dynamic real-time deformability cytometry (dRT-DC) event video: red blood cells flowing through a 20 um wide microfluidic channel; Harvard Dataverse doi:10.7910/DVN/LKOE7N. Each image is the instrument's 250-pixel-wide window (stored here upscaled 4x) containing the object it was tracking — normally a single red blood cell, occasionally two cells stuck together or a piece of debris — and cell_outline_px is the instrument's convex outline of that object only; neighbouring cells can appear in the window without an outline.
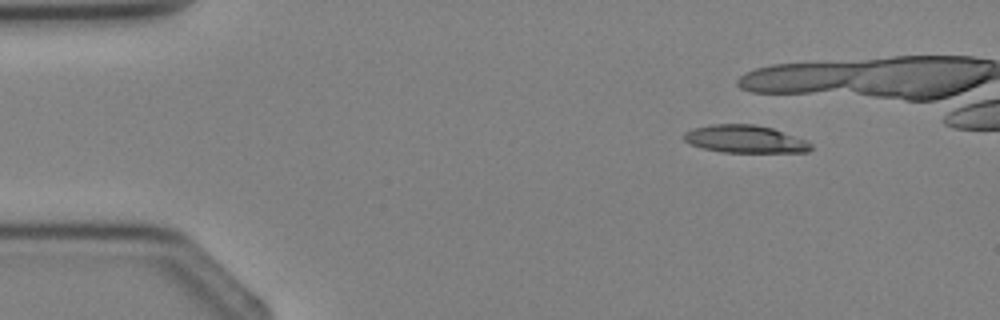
{"species": "Egyptian fruit bat (a non-hibernating species)", "species_latin": "Rousettus aegyptiacus", "temperature_condition": "cold", "stored_images_in_passage": 5, "camera_frame_rate_fps": 3000, "um_per_image_px": 0.085, "animal": {"sex": "female"}, "frame": {"image": 1, "passage_image": 1, "time_ms": 0.0, "image_size_px": [1000, 320], "cell_outline_px": [[812, 148], [808, 152], [720, 152], [704, 148], [692, 144], [684, 140], [684, 132], [692, 128], [712, 124], [756, 124], [772, 128], [808, 140], [812, 144]], "centroid_in_image_um": [63.36, 11.81], "position_along_channel_um": 21.6, "area_um2": 20.52}}